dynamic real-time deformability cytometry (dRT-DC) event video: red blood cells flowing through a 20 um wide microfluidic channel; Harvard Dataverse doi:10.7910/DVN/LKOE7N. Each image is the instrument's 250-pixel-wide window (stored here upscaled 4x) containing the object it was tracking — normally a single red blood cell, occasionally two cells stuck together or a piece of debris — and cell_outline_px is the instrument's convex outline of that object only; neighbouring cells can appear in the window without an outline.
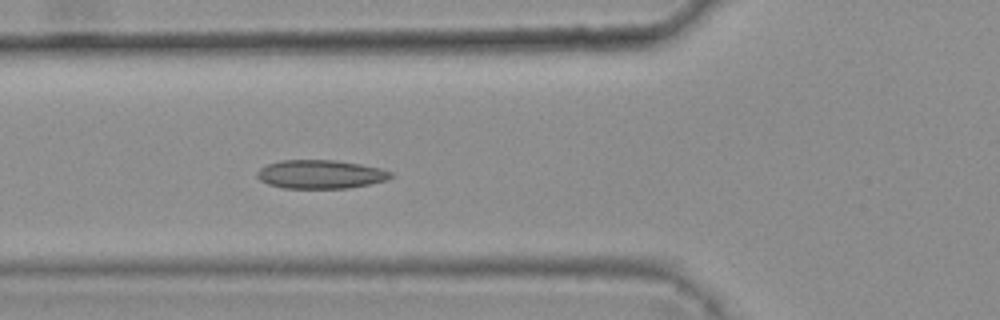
{"species": "common noctule bat (a hibernating species)", "species_latin": "Nyctalus noctula", "temperature_condition": "warm", "stored_images_in_passage": 37, "camera_frame_rate_fps": 3000, "um_per_image_px": 0.085, "animal": {"sex": "female", "body_mass_g": 25.1}, "frame": {"image": 1, "passage_image": 11, "time_ms": 3.333, "image_size_px": [1000, 320], "cell_outline_px": [[392, 176], [388, 180], [348, 188], [284, 188], [268, 184], [260, 180], [256, 176], [256, 172], [260, 168], [268, 164], [280, 160], [336, 160], [360, 164], [380, 168], [392, 172]], "centroid_in_image_um": [27.23, 14.81], "position_along_channel_um": 98.6, "area_um2": 22.31}}
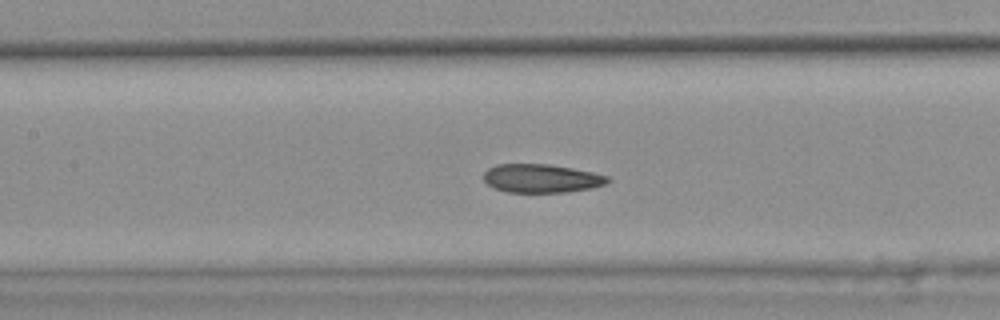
{"frame": {"image": 2, "passage_image": 16, "time_ms": 5.0, "image_size_px": [1000, 320], "cell_outline_px": [[612, 180], [604, 184], [592, 188], [568, 192], [508, 192], [492, 188], [484, 180], [484, 172], [488, 168], [496, 164], [548, 164], [572, 168], [592, 172], [608, 176]], "centroid_in_image_um": [46.01, 15.16], "position_along_channel_um": 161.4, "area_um2": 20.69}, "authors_computed_cell_mechanics": {"area_um2": 21.5016, "velocity_mm_per_s": 3.7603, "shape_relaxation_time_tau1_ms": null, "shape_relaxation_time_tau2_ms": 2.9737, "deformation_change_tau1": null, "deformation_change_tau2": 0.0918}}